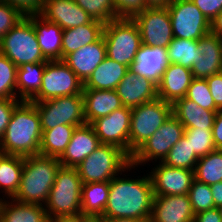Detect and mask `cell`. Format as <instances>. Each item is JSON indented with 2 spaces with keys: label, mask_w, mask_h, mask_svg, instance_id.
<instances>
[{
  "label": "cell",
  "mask_w": 222,
  "mask_h": 222,
  "mask_svg": "<svg viewBox=\"0 0 222 222\" xmlns=\"http://www.w3.org/2000/svg\"><path fill=\"white\" fill-rule=\"evenodd\" d=\"M211 21L222 12V0H191Z\"/></svg>",
  "instance_id": "45"
},
{
  "label": "cell",
  "mask_w": 222,
  "mask_h": 222,
  "mask_svg": "<svg viewBox=\"0 0 222 222\" xmlns=\"http://www.w3.org/2000/svg\"><path fill=\"white\" fill-rule=\"evenodd\" d=\"M172 114V104L156 98L131 108L129 156L143 145Z\"/></svg>",
  "instance_id": "8"
},
{
  "label": "cell",
  "mask_w": 222,
  "mask_h": 222,
  "mask_svg": "<svg viewBox=\"0 0 222 222\" xmlns=\"http://www.w3.org/2000/svg\"><path fill=\"white\" fill-rule=\"evenodd\" d=\"M106 57L105 40L102 35L97 41L71 52L62 60L85 83Z\"/></svg>",
  "instance_id": "20"
},
{
  "label": "cell",
  "mask_w": 222,
  "mask_h": 222,
  "mask_svg": "<svg viewBox=\"0 0 222 222\" xmlns=\"http://www.w3.org/2000/svg\"><path fill=\"white\" fill-rule=\"evenodd\" d=\"M24 157L2 154L0 156V189L8 199H12L18 191ZM0 199H2L0 197Z\"/></svg>",
  "instance_id": "32"
},
{
  "label": "cell",
  "mask_w": 222,
  "mask_h": 222,
  "mask_svg": "<svg viewBox=\"0 0 222 222\" xmlns=\"http://www.w3.org/2000/svg\"><path fill=\"white\" fill-rule=\"evenodd\" d=\"M148 7H167L172 0H144Z\"/></svg>",
  "instance_id": "53"
},
{
  "label": "cell",
  "mask_w": 222,
  "mask_h": 222,
  "mask_svg": "<svg viewBox=\"0 0 222 222\" xmlns=\"http://www.w3.org/2000/svg\"><path fill=\"white\" fill-rule=\"evenodd\" d=\"M38 14L63 30L88 24L93 20L75 0H44Z\"/></svg>",
  "instance_id": "16"
},
{
  "label": "cell",
  "mask_w": 222,
  "mask_h": 222,
  "mask_svg": "<svg viewBox=\"0 0 222 222\" xmlns=\"http://www.w3.org/2000/svg\"><path fill=\"white\" fill-rule=\"evenodd\" d=\"M187 99L194 101L198 106L211 110L219 111L220 109L215 105L206 79L194 78L188 88L185 96Z\"/></svg>",
  "instance_id": "41"
},
{
  "label": "cell",
  "mask_w": 222,
  "mask_h": 222,
  "mask_svg": "<svg viewBox=\"0 0 222 222\" xmlns=\"http://www.w3.org/2000/svg\"><path fill=\"white\" fill-rule=\"evenodd\" d=\"M185 127L173 115L131 156V164L135 167L150 162H162L170 149L184 136Z\"/></svg>",
  "instance_id": "11"
},
{
  "label": "cell",
  "mask_w": 222,
  "mask_h": 222,
  "mask_svg": "<svg viewBox=\"0 0 222 222\" xmlns=\"http://www.w3.org/2000/svg\"><path fill=\"white\" fill-rule=\"evenodd\" d=\"M45 63H27L17 69V99L30 101L41 88Z\"/></svg>",
  "instance_id": "31"
},
{
  "label": "cell",
  "mask_w": 222,
  "mask_h": 222,
  "mask_svg": "<svg viewBox=\"0 0 222 222\" xmlns=\"http://www.w3.org/2000/svg\"><path fill=\"white\" fill-rule=\"evenodd\" d=\"M131 157L122 149L111 144H101L76 170L83 184L111 181L118 174L135 170Z\"/></svg>",
  "instance_id": "4"
},
{
  "label": "cell",
  "mask_w": 222,
  "mask_h": 222,
  "mask_svg": "<svg viewBox=\"0 0 222 222\" xmlns=\"http://www.w3.org/2000/svg\"><path fill=\"white\" fill-rule=\"evenodd\" d=\"M51 222H97V219L79 213L77 215L58 216L51 219Z\"/></svg>",
  "instance_id": "50"
},
{
  "label": "cell",
  "mask_w": 222,
  "mask_h": 222,
  "mask_svg": "<svg viewBox=\"0 0 222 222\" xmlns=\"http://www.w3.org/2000/svg\"><path fill=\"white\" fill-rule=\"evenodd\" d=\"M193 222H222L218 208L199 212L194 216Z\"/></svg>",
  "instance_id": "49"
},
{
  "label": "cell",
  "mask_w": 222,
  "mask_h": 222,
  "mask_svg": "<svg viewBox=\"0 0 222 222\" xmlns=\"http://www.w3.org/2000/svg\"><path fill=\"white\" fill-rule=\"evenodd\" d=\"M97 222H148L138 219L115 218V219H97Z\"/></svg>",
  "instance_id": "54"
},
{
  "label": "cell",
  "mask_w": 222,
  "mask_h": 222,
  "mask_svg": "<svg viewBox=\"0 0 222 222\" xmlns=\"http://www.w3.org/2000/svg\"><path fill=\"white\" fill-rule=\"evenodd\" d=\"M60 161L40 154L24 157L20 185L13 200L44 205L55 182Z\"/></svg>",
  "instance_id": "3"
},
{
  "label": "cell",
  "mask_w": 222,
  "mask_h": 222,
  "mask_svg": "<svg viewBox=\"0 0 222 222\" xmlns=\"http://www.w3.org/2000/svg\"><path fill=\"white\" fill-rule=\"evenodd\" d=\"M167 65V52L165 48L142 44L131 69L139 76L146 77L158 85Z\"/></svg>",
  "instance_id": "25"
},
{
  "label": "cell",
  "mask_w": 222,
  "mask_h": 222,
  "mask_svg": "<svg viewBox=\"0 0 222 222\" xmlns=\"http://www.w3.org/2000/svg\"><path fill=\"white\" fill-rule=\"evenodd\" d=\"M209 90L212 98L214 99L215 105L222 109V76L220 73L214 74L207 79Z\"/></svg>",
  "instance_id": "47"
},
{
  "label": "cell",
  "mask_w": 222,
  "mask_h": 222,
  "mask_svg": "<svg viewBox=\"0 0 222 222\" xmlns=\"http://www.w3.org/2000/svg\"><path fill=\"white\" fill-rule=\"evenodd\" d=\"M104 24L92 20L88 24L64 29L62 35V59L71 52L97 41L103 35Z\"/></svg>",
  "instance_id": "29"
},
{
  "label": "cell",
  "mask_w": 222,
  "mask_h": 222,
  "mask_svg": "<svg viewBox=\"0 0 222 222\" xmlns=\"http://www.w3.org/2000/svg\"><path fill=\"white\" fill-rule=\"evenodd\" d=\"M0 222H51L44 205L0 199Z\"/></svg>",
  "instance_id": "27"
},
{
  "label": "cell",
  "mask_w": 222,
  "mask_h": 222,
  "mask_svg": "<svg viewBox=\"0 0 222 222\" xmlns=\"http://www.w3.org/2000/svg\"><path fill=\"white\" fill-rule=\"evenodd\" d=\"M91 125L101 144L115 145L129 155L130 107L116 109L108 116L94 120Z\"/></svg>",
  "instance_id": "14"
},
{
  "label": "cell",
  "mask_w": 222,
  "mask_h": 222,
  "mask_svg": "<svg viewBox=\"0 0 222 222\" xmlns=\"http://www.w3.org/2000/svg\"><path fill=\"white\" fill-rule=\"evenodd\" d=\"M199 157L192 151L187 138L183 136L168 152L162 163L167 166L195 170Z\"/></svg>",
  "instance_id": "36"
},
{
  "label": "cell",
  "mask_w": 222,
  "mask_h": 222,
  "mask_svg": "<svg viewBox=\"0 0 222 222\" xmlns=\"http://www.w3.org/2000/svg\"><path fill=\"white\" fill-rule=\"evenodd\" d=\"M218 210H219V213H220V216H221V219H222V206L218 207Z\"/></svg>",
  "instance_id": "55"
},
{
  "label": "cell",
  "mask_w": 222,
  "mask_h": 222,
  "mask_svg": "<svg viewBox=\"0 0 222 222\" xmlns=\"http://www.w3.org/2000/svg\"><path fill=\"white\" fill-rule=\"evenodd\" d=\"M42 137L40 115L30 101H21L13 110L0 139L3 154L22 157L39 154Z\"/></svg>",
  "instance_id": "2"
},
{
  "label": "cell",
  "mask_w": 222,
  "mask_h": 222,
  "mask_svg": "<svg viewBox=\"0 0 222 222\" xmlns=\"http://www.w3.org/2000/svg\"><path fill=\"white\" fill-rule=\"evenodd\" d=\"M103 38L107 57L131 68L142 45L137 23L132 18H116L104 24Z\"/></svg>",
  "instance_id": "6"
},
{
  "label": "cell",
  "mask_w": 222,
  "mask_h": 222,
  "mask_svg": "<svg viewBox=\"0 0 222 222\" xmlns=\"http://www.w3.org/2000/svg\"><path fill=\"white\" fill-rule=\"evenodd\" d=\"M193 79L191 69L168 63L158 84V98L173 104L186 96Z\"/></svg>",
  "instance_id": "22"
},
{
  "label": "cell",
  "mask_w": 222,
  "mask_h": 222,
  "mask_svg": "<svg viewBox=\"0 0 222 222\" xmlns=\"http://www.w3.org/2000/svg\"><path fill=\"white\" fill-rule=\"evenodd\" d=\"M210 32L222 39V12L210 22Z\"/></svg>",
  "instance_id": "52"
},
{
  "label": "cell",
  "mask_w": 222,
  "mask_h": 222,
  "mask_svg": "<svg viewBox=\"0 0 222 222\" xmlns=\"http://www.w3.org/2000/svg\"><path fill=\"white\" fill-rule=\"evenodd\" d=\"M0 52L17 67L27 63H45L48 60L41 52L31 14L19 21L0 41Z\"/></svg>",
  "instance_id": "7"
},
{
  "label": "cell",
  "mask_w": 222,
  "mask_h": 222,
  "mask_svg": "<svg viewBox=\"0 0 222 222\" xmlns=\"http://www.w3.org/2000/svg\"><path fill=\"white\" fill-rule=\"evenodd\" d=\"M212 136L215 148L222 150V109L216 113L212 127Z\"/></svg>",
  "instance_id": "48"
},
{
  "label": "cell",
  "mask_w": 222,
  "mask_h": 222,
  "mask_svg": "<svg viewBox=\"0 0 222 222\" xmlns=\"http://www.w3.org/2000/svg\"><path fill=\"white\" fill-rule=\"evenodd\" d=\"M214 205L216 208L222 206V181L210 186Z\"/></svg>",
  "instance_id": "51"
},
{
  "label": "cell",
  "mask_w": 222,
  "mask_h": 222,
  "mask_svg": "<svg viewBox=\"0 0 222 222\" xmlns=\"http://www.w3.org/2000/svg\"><path fill=\"white\" fill-rule=\"evenodd\" d=\"M32 103L40 115L42 131L55 128L57 125L81 126L86 124L83 94L56 97Z\"/></svg>",
  "instance_id": "9"
},
{
  "label": "cell",
  "mask_w": 222,
  "mask_h": 222,
  "mask_svg": "<svg viewBox=\"0 0 222 222\" xmlns=\"http://www.w3.org/2000/svg\"><path fill=\"white\" fill-rule=\"evenodd\" d=\"M31 22L42 54L47 60H62L63 29L39 14H31Z\"/></svg>",
  "instance_id": "24"
},
{
  "label": "cell",
  "mask_w": 222,
  "mask_h": 222,
  "mask_svg": "<svg viewBox=\"0 0 222 222\" xmlns=\"http://www.w3.org/2000/svg\"><path fill=\"white\" fill-rule=\"evenodd\" d=\"M19 8L25 15L38 14L43 6L44 0H0Z\"/></svg>",
  "instance_id": "46"
},
{
  "label": "cell",
  "mask_w": 222,
  "mask_h": 222,
  "mask_svg": "<svg viewBox=\"0 0 222 222\" xmlns=\"http://www.w3.org/2000/svg\"><path fill=\"white\" fill-rule=\"evenodd\" d=\"M136 179L118 175L110 181L108 202L99 219L128 218L150 221L154 198L150 175Z\"/></svg>",
  "instance_id": "1"
},
{
  "label": "cell",
  "mask_w": 222,
  "mask_h": 222,
  "mask_svg": "<svg viewBox=\"0 0 222 222\" xmlns=\"http://www.w3.org/2000/svg\"><path fill=\"white\" fill-rule=\"evenodd\" d=\"M82 94L84 98V118L88 124L123 107L116 90L83 89Z\"/></svg>",
  "instance_id": "23"
},
{
  "label": "cell",
  "mask_w": 222,
  "mask_h": 222,
  "mask_svg": "<svg viewBox=\"0 0 222 222\" xmlns=\"http://www.w3.org/2000/svg\"><path fill=\"white\" fill-rule=\"evenodd\" d=\"M82 184L76 167L60 165L56 172L55 182L44 204L50 220L58 216L81 213Z\"/></svg>",
  "instance_id": "5"
},
{
  "label": "cell",
  "mask_w": 222,
  "mask_h": 222,
  "mask_svg": "<svg viewBox=\"0 0 222 222\" xmlns=\"http://www.w3.org/2000/svg\"><path fill=\"white\" fill-rule=\"evenodd\" d=\"M129 67L106 57L84 83L83 89L115 90Z\"/></svg>",
  "instance_id": "28"
},
{
  "label": "cell",
  "mask_w": 222,
  "mask_h": 222,
  "mask_svg": "<svg viewBox=\"0 0 222 222\" xmlns=\"http://www.w3.org/2000/svg\"><path fill=\"white\" fill-rule=\"evenodd\" d=\"M194 177L209 186L222 181V150L215 149L196 163Z\"/></svg>",
  "instance_id": "35"
},
{
  "label": "cell",
  "mask_w": 222,
  "mask_h": 222,
  "mask_svg": "<svg viewBox=\"0 0 222 222\" xmlns=\"http://www.w3.org/2000/svg\"><path fill=\"white\" fill-rule=\"evenodd\" d=\"M198 46V40L173 38L166 49L168 63L191 69L201 55Z\"/></svg>",
  "instance_id": "34"
},
{
  "label": "cell",
  "mask_w": 222,
  "mask_h": 222,
  "mask_svg": "<svg viewBox=\"0 0 222 222\" xmlns=\"http://www.w3.org/2000/svg\"><path fill=\"white\" fill-rule=\"evenodd\" d=\"M115 90L123 106L130 108L158 98V85L146 77L139 76L131 68Z\"/></svg>",
  "instance_id": "17"
},
{
  "label": "cell",
  "mask_w": 222,
  "mask_h": 222,
  "mask_svg": "<svg viewBox=\"0 0 222 222\" xmlns=\"http://www.w3.org/2000/svg\"><path fill=\"white\" fill-rule=\"evenodd\" d=\"M132 19L138 25L143 45L167 49L174 38L167 7H147Z\"/></svg>",
  "instance_id": "13"
},
{
  "label": "cell",
  "mask_w": 222,
  "mask_h": 222,
  "mask_svg": "<svg viewBox=\"0 0 222 222\" xmlns=\"http://www.w3.org/2000/svg\"><path fill=\"white\" fill-rule=\"evenodd\" d=\"M21 102L19 99L0 98V139L3 137L9 124L14 108Z\"/></svg>",
  "instance_id": "44"
},
{
  "label": "cell",
  "mask_w": 222,
  "mask_h": 222,
  "mask_svg": "<svg viewBox=\"0 0 222 222\" xmlns=\"http://www.w3.org/2000/svg\"><path fill=\"white\" fill-rule=\"evenodd\" d=\"M188 196L195 215L199 212L215 208L210 186L205 183L194 179Z\"/></svg>",
  "instance_id": "40"
},
{
  "label": "cell",
  "mask_w": 222,
  "mask_h": 222,
  "mask_svg": "<svg viewBox=\"0 0 222 222\" xmlns=\"http://www.w3.org/2000/svg\"><path fill=\"white\" fill-rule=\"evenodd\" d=\"M117 18H133L147 8L144 0H113Z\"/></svg>",
  "instance_id": "43"
},
{
  "label": "cell",
  "mask_w": 222,
  "mask_h": 222,
  "mask_svg": "<svg viewBox=\"0 0 222 222\" xmlns=\"http://www.w3.org/2000/svg\"><path fill=\"white\" fill-rule=\"evenodd\" d=\"M17 69L18 67L0 52V98L17 99Z\"/></svg>",
  "instance_id": "37"
},
{
  "label": "cell",
  "mask_w": 222,
  "mask_h": 222,
  "mask_svg": "<svg viewBox=\"0 0 222 222\" xmlns=\"http://www.w3.org/2000/svg\"><path fill=\"white\" fill-rule=\"evenodd\" d=\"M154 196L184 195L189 193L194 177V171L175 168L159 162L149 172Z\"/></svg>",
  "instance_id": "15"
},
{
  "label": "cell",
  "mask_w": 222,
  "mask_h": 222,
  "mask_svg": "<svg viewBox=\"0 0 222 222\" xmlns=\"http://www.w3.org/2000/svg\"><path fill=\"white\" fill-rule=\"evenodd\" d=\"M200 56L191 71L196 79H207L222 69V39L209 32L198 40Z\"/></svg>",
  "instance_id": "21"
},
{
  "label": "cell",
  "mask_w": 222,
  "mask_h": 222,
  "mask_svg": "<svg viewBox=\"0 0 222 222\" xmlns=\"http://www.w3.org/2000/svg\"><path fill=\"white\" fill-rule=\"evenodd\" d=\"M194 216L187 194L154 196L149 222H193Z\"/></svg>",
  "instance_id": "18"
},
{
  "label": "cell",
  "mask_w": 222,
  "mask_h": 222,
  "mask_svg": "<svg viewBox=\"0 0 222 222\" xmlns=\"http://www.w3.org/2000/svg\"><path fill=\"white\" fill-rule=\"evenodd\" d=\"M25 16L19 8L0 1V41Z\"/></svg>",
  "instance_id": "42"
},
{
  "label": "cell",
  "mask_w": 222,
  "mask_h": 222,
  "mask_svg": "<svg viewBox=\"0 0 222 222\" xmlns=\"http://www.w3.org/2000/svg\"><path fill=\"white\" fill-rule=\"evenodd\" d=\"M100 145V140L91 124L77 126L69 144L58 160L62 166L77 167Z\"/></svg>",
  "instance_id": "19"
},
{
  "label": "cell",
  "mask_w": 222,
  "mask_h": 222,
  "mask_svg": "<svg viewBox=\"0 0 222 222\" xmlns=\"http://www.w3.org/2000/svg\"><path fill=\"white\" fill-rule=\"evenodd\" d=\"M110 181L82 184L81 213L99 219L108 202Z\"/></svg>",
  "instance_id": "30"
},
{
  "label": "cell",
  "mask_w": 222,
  "mask_h": 222,
  "mask_svg": "<svg viewBox=\"0 0 222 222\" xmlns=\"http://www.w3.org/2000/svg\"><path fill=\"white\" fill-rule=\"evenodd\" d=\"M84 11H86L93 20L106 24L115 20V4L113 0H75Z\"/></svg>",
  "instance_id": "38"
},
{
  "label": "cell",
  "mask_w": 222,
  "mask_h": 222,
  "mask_svg": "<svg viewBox=\"0 0 222 222\" xmlns=\"http://www.w3.org/2000/svg\"><path fill=\"white\" fill-rule=\"evenodd\" d=\"M184 136L192 151L200 158L215 150L212 129L185 128Z\"/></svg>",
  "instance_id": "39"
},
{
  "label": "cell",
  "mask_w": 222,
  "mask_h": 222,
  "mask_svg": "<svg viewBox=\"0 0 222 222\" xmlns=\"http://www.w3.org/2000/svg\"><path fill=\"white\" fill-rule=\"evenodd\" d=\"M217 112L204 109L186 97L172 104V114L185 128L212 129Z\"/></svg>",
  "instance_id": "26"
},
{
  "label": "cell",
  "mask_w": 222,
  "mask_h": 222,
  "mask_svg": "<svg viewBox=\"0 0 222 222\" xmlns=\"http://www.w3.org/2000/svg\"><path fill=\"white\" fill-rule=\"evenodd\" d=\"M84 83L63 60H48L39 92L30 102H42L56 97L82 94Z\"/></svg>",
  "instance_id": "10"
},
{
  "label": "cell",
  "mask_w": 222,
  "mask_h": 222,
  "mask_svg": "<svg viewBox=\"0 0 222 222\" xmlns=\"http://www.w3.org/2000/svg\"><path fill=\"white\" fill-rule=\"evenodd\" d=\"M174 38L199 40L210 32V20L191 0H172L168 6Z\"/></svg>",
  "instance_id": "12"
},
{
  "label": "cell",
  "mask_w": 222,
  "mask_h": 222,
  "mask_svg": "<svg viewBox=\"0 0 222 222\" xmlns=\"http://www.w3.org/2000/svg\"><path fill=\"white\" fill-rule=\"evenodd\" d=\"M77 126L57 125L55 128L42 131L39 154L59 158L71 140Z\"/></svg>",
  "instance_id": "33"
}]
</instances>
